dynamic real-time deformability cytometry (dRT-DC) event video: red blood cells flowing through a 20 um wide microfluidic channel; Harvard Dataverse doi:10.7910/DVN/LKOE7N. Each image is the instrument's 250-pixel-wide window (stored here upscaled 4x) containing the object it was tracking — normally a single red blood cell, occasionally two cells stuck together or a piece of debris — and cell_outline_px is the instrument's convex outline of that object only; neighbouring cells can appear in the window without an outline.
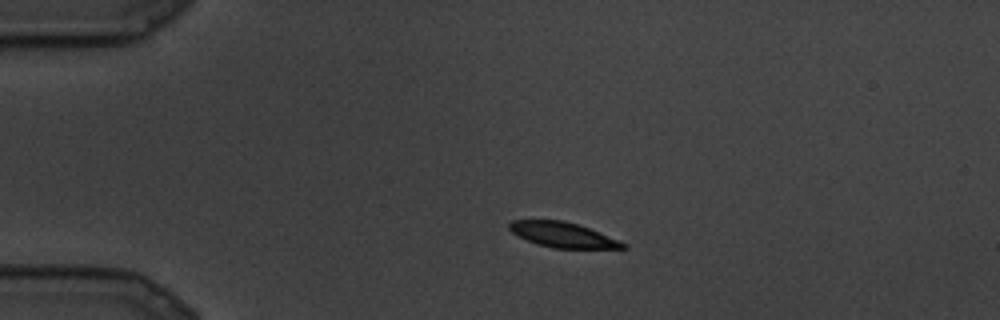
{"species": "common noctule bat (a hibernating species)", "species_latin": "Nyctalus noctula", "temperature_condition": "cold", "stored_images_in_passage": 23, "camera_frame_rate_fps": 3000, "um_per_image_px": 0.085, "animal": {"sex": "male", "body_mass_g": 19.5, "forearm_length_mm": 54.6}, "frame": {"image": 1, "passage_image": 3, "time_ms": 0.667, "image_size_px": [1000, 320], "cell_outline_px": [[628, 248], [552, 248], [536, 244], [512, 232], [508, 228], [508, 224], [512, 220], [564, 220], [588, 228], [620, 240], [628, 244]], "centroid_in_image_um": [47.85, 19.96], "position_along_channel_um": 37.1, "area_um2": 16.53}}
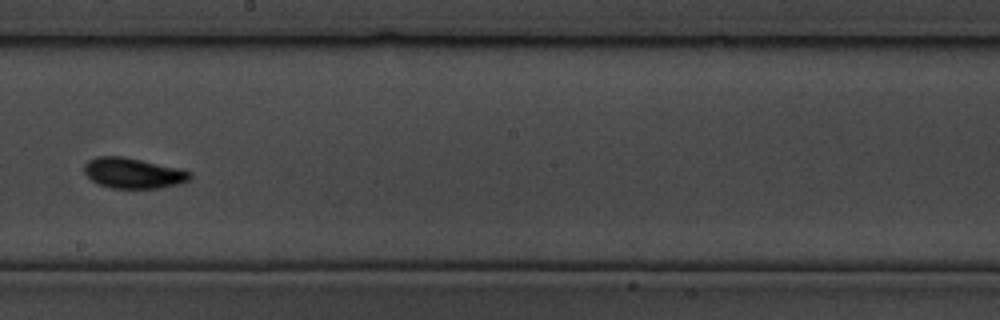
{"frame": {"image": 2, "passage_image": 12, "time_ms": 3.667, "image_size_px": [1000, 320], "cell_outline_px": [[192, 176], [188, 180], [180, 184], [160, 188], [112, 188], [100, 184], [92, 180], [84, 172], [84, 164], [88, 160], [96, 156], [120, 156], [180, 168], [192, 172]], "centroid_in_image_um": [11.33, 14.71], "position_along_channel_um": 236.9, "area_um2": 18.73}}
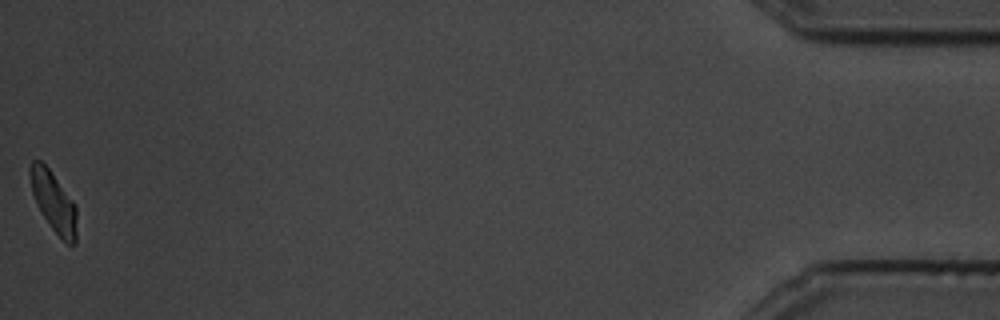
{"frame": {"image": 3, "passage_image": 23, "time_ms": 7.333, "image_size_px": [1000, 320], "cell_outline_px": [[76, 244], [68, 244], [52, 228], [44, 216], [32, 192], [28, 172], [28, 168], [32, 160], [40, 160], [48, 168], [76, 204]], "centroid_in_image_um": [4.55, 17.11], "position_along_channel_um": 430.6, "area_um2": 16.07}}